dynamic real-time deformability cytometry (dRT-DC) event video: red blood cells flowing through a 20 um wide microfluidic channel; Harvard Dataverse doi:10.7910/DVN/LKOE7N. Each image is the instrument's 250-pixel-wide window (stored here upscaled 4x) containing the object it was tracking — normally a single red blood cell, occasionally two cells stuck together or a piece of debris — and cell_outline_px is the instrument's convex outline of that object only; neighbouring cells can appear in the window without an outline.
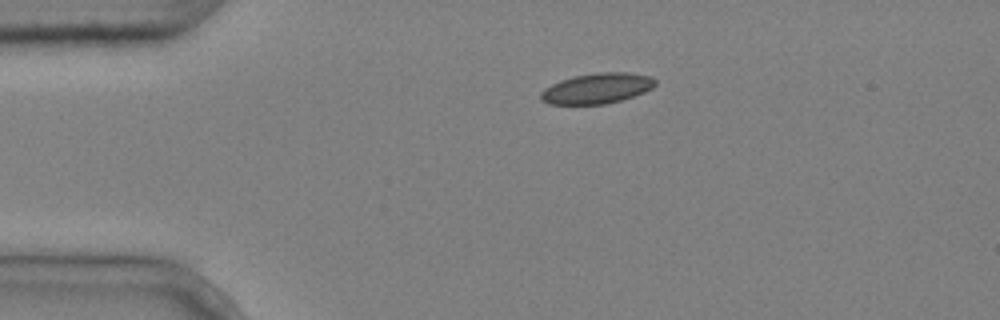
{"species": "common noctule bat (a hibernating species)", "species_latin": "Nyctalus noctula", "temperature_condition": "cold", "stored_images_in_passage": 2, "camera_frame_rate_fps": 3000, "um_per_image_px": 0.085, "animal": {"sex": "male", "body_mass_g": 20.4}, "frame": {"image": 1, "passage_image": 1, "time_ms": 0.0, "image_size_px": [1000, 320], "cell_outline_px": [[656, 84], [652, 88], [644, 92], [620, 100], [604, 104], [548, 104], [540, 100], [540, 92], [544, 88], [560, 80], [576, 76], [596, 72], [628, 72], [652, 76], [656, 80]], "centroid_in_image_um": [50.73, 7.5], "position_along_channel_um": 34.3, "area_um2": 20.35}}